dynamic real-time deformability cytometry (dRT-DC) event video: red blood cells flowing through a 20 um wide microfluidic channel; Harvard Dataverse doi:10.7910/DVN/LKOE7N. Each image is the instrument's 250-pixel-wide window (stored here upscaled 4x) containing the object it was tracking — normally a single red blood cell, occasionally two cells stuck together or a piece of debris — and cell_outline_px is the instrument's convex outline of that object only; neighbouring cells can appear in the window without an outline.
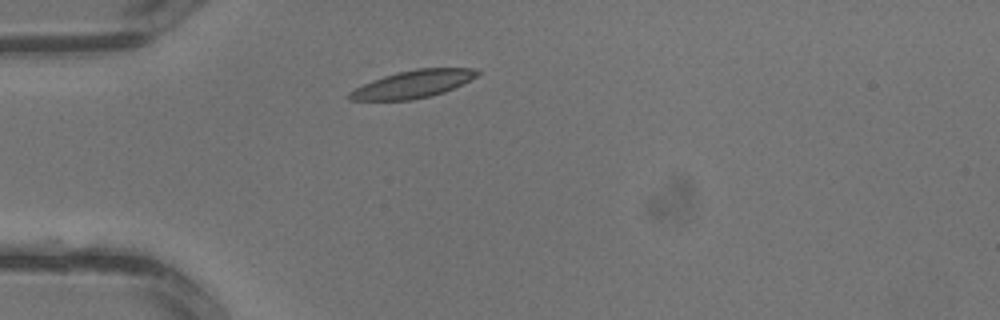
{"species": "common noctule bat (a hibernating species)", "species_latin": "Nyctalus noctula", "temperature_condition": "warm", "stored_images_in_passage": 1, "camera_frame_rate_fps": 3000, "um_per_image_px": 0.085, "animal": {"sex": "male", "body_mass_g": 13.3}, "frame": {"image": 1, "passage_image": 1, "time_ms": 0.0, "image_size_px": [1000, 320], "cell_outline_px": [[480, 72], [476, 76], [444, 92], [432, 96], [412, 100], [348, 100], [344, 96], [348, 92], [372, 80], [396, 72], [416, 68], [476, 68]], "centroid_in_image_um": [35.04, 7.15], "position_along_channel_um": 50.0, "area_um2": 20.52}}